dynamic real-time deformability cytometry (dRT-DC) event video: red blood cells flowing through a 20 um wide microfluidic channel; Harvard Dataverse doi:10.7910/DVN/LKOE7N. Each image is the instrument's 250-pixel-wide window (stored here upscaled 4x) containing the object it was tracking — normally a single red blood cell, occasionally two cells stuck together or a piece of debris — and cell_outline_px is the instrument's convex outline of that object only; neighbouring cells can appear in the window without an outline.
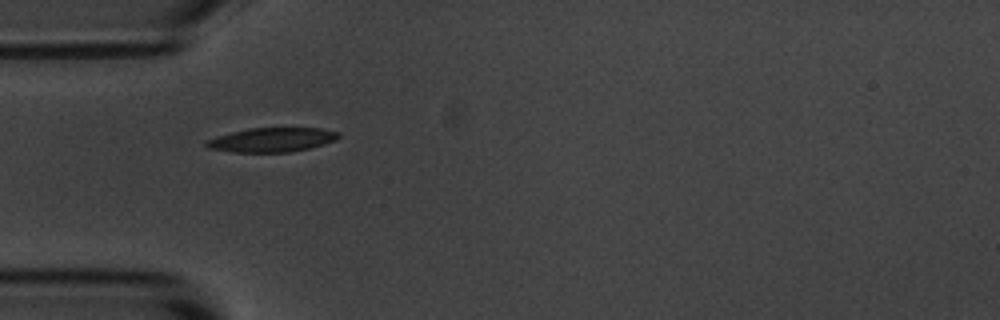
{"species": "common noctule bat (a hibernating species)", "species_latin": "Nyctalus noctula", "temperature_condition": "room temperature", "stored_images_in_passage": 2, "camera_frame_rate_fps": 3000, "um_per_image_px": 0.085, "animal": {"sex": "male", "body_mass_g": 20.1, "forearm_length_mm": 53.5}, "frame": {"image": 1, "passage_image": 1, "time_ms": 0.0, "image_size_px": [1000, 320], "cell_outline_px": [[340, 136], [336, 140], [324, 144], [308, 148], [288, 152], [232, 152], [208, 148], [204, 144], [208, 140], [216, 136], [248, 128], [320, 128], [340, 132]], "centroid_in_image_um": [23.12, 11.88], "position_along_channel_um": 61.9, "area_um2": 18.61}}